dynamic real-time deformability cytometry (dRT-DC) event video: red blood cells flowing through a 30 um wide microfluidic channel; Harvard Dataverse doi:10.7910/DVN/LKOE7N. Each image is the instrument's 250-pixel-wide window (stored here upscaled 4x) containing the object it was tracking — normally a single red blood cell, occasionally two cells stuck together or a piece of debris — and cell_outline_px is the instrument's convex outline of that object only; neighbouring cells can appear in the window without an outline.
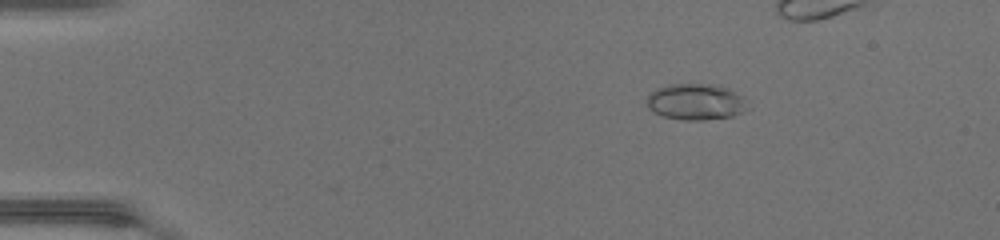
{"species": "common noctule bat (a hibernating species)", "species_latin": "Nyctalus noctula", "temperature_condition": "warm", "stored_images_in_passage": 32, "camera_frame_rate_fps": 3000, "um_per_image_px": 0.085, "animal": {"sex": "female", "body_mass_g": 17.0, "forearm_length_mm": 48.0}, "frame": {"image": 1, "passage_image": 1, "time_ms": 0.0, "image_size_px": [1000, 240], "cell_outline_px": [[752, 108], [732, 116], [704, 120], [684, 120], [664, 116], [648, 108], [648, 96], [656, 88], [668, 84], [716, 84], [728, 88], [744, 96]], "centroid_in_image_um": [59.23, 8.65], "position_along_channel_um": 25.8, "area_um2": 21.5}}
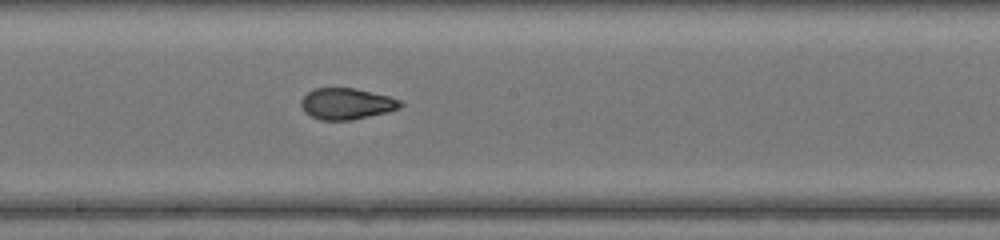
{"frame": {"image": 2, "passage_image": 20, "time_ms": 6.333, "image_size_px": [1000, 240], "cell_outline_px": [[404, 104], [400, 108], [388, 112], [352, 120], [320, 120], [304, 112], [300, 104], [300, 100], [312, 88], [352, 88], [388, 96], [400, 100]], "centroid_in_image_um": [29.44, 8.82], "position_along_channel_um": 218.8, "area_um2": 18.09}}
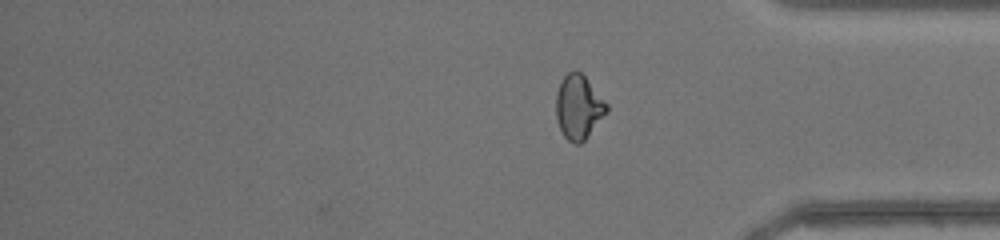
{"frame": {"image": 3, "passage_image": 32, "time_ms": 10.333, "image_size_px": [1000, 240], "cell_outline_px": [[608, 112], [584, 140], [580, 144], [572, 144], [564, 136], [560, 128], [556, 116], [556, 92], [564, 76], [568, 72], [580, 72], [584, 76], [608, 104]], "centroid_in_image_um": [49.18, 9.13], "position_along_channel_um": 386.0, "area_um2": 18.73}, "authors_computed_cell_mechanics": {"area_um2": 18.8428, "velocity_mm_per_s": 4.4453, "shape_relaxation_time_tau1_ms": null, "shape_relaxation_time_tau2_ms": 0.9709, "deformation_change_tau1": null, "deformation_change_tau2": 0.0621}}